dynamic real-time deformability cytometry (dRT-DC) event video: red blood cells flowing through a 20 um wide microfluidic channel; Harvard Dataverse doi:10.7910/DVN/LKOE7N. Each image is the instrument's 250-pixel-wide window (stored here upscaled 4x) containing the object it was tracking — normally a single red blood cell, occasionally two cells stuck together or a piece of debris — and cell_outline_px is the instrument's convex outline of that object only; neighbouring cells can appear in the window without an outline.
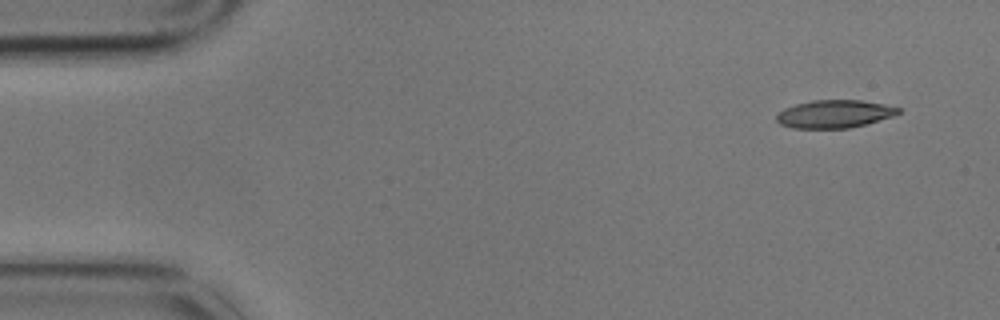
{"species": "common noctule bat (a hibernating species)", "species_latin": "Nyctalus noctula", "temperature_condition": "cold", "stored_images_in_passage": 8, "camera_frame_rate_fps": 3000, "um_per_image_px": 0.085, "animal": {"sex": "male", "body_mass_g": 17.9}, "frame": {"image": 1, "passage_image": 1, "time_ms": 0.0, "image_size_px": [1000, 320], "cell_outline_px": [[900, 112], [892, 116], [864, 124], [848, 128], [792, 128], [780, 124], [776, 120], [776, 116], [784, 108], [796, 104], [812, 100], [860, 100], [884, 104], [900, 108]], "centroid_in_image_um": [70.89, 9.68], "position_along_channel_um": 14.1, "area_um2": 19.59}}
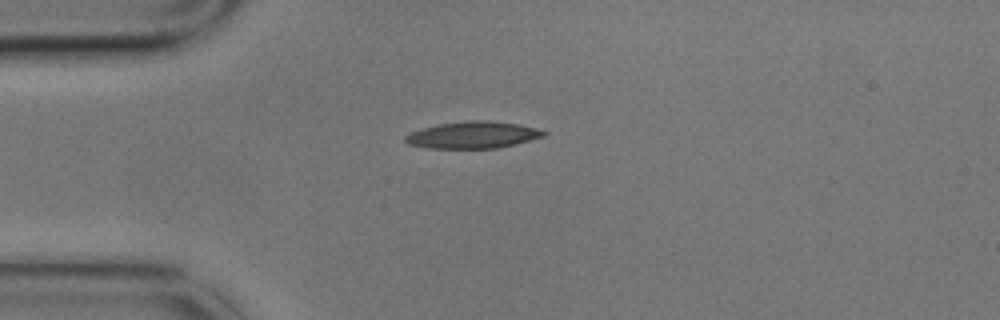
{"frame": {"image": 2, "passage_image": 4, "time_ms": 1.0, "image_size_px": [1000, 320], "cell_outline_px": [[548, 132], [544, 136], [496, 148], [428, 148], [408, 144], [404, 140], [404, 136], [412, 132], [436, 124], [468, 120], [488, 120], [520, 124], [536, 128]], "centroid_in_image_um": [40.17, 11.46], "position_along_channel_um": 44.8, "area_um2": 21.5}}
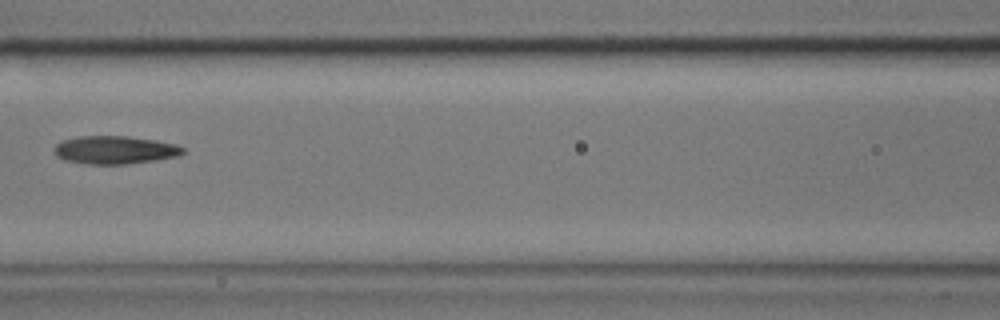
{"frame": {"image": 3, "passage_image": 7, "time_ms": 2.0, "image_size_px": [1000, 320], "cell_outline_px": [[188, 152], [180, 156], [156, 160], [128, 164], [84, 164], [64, 160], [56, 156], [52, 148], [56, 144], [64, 140], [80, 136], [128, 136], [156, 140], [176, 144], [184, 148]], "centroid_in_image_um": [9.79, 12.75], "position_along_channel_um": 156.8, "area_um2": 21.39}}